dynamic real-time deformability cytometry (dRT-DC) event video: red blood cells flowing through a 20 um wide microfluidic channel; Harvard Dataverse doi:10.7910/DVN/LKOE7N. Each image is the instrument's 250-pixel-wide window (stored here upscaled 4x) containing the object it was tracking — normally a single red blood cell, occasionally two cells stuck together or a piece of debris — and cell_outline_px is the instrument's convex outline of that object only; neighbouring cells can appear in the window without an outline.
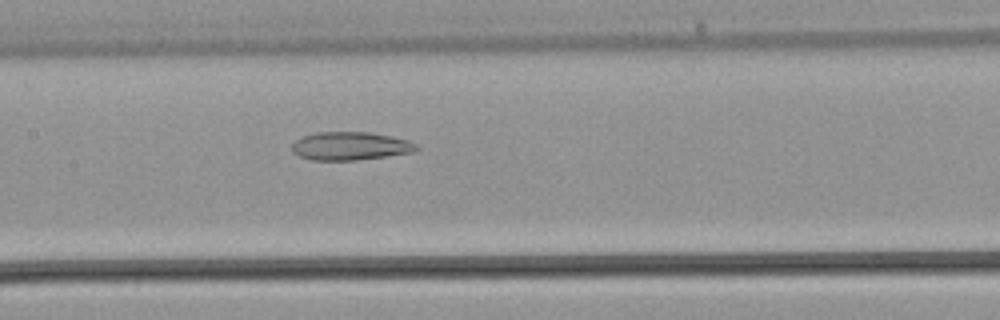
{"species": "common noctule bat (a hibernating species)", "species_latin": "Nyctalus noctula", "temperature_condition": "warm", "stored_images_in_passage": 34, "camera_frame_rate_fps": 3000, "um_per_image_px": 0.085, "animal": {"sex": "male", "body_mass_g": 21.5, "forearm_length_mm": 52.0}, "frame": {"image": 1, "passage_image": 14, "time_ms": 4.333, "image_size_px": [1000, 320], "cell_outline_px": [[420, 148], [412, 152], [356, 160], [312, 160], [300, 156], [292, 152], [292, 144], [296, 140], [304, 136], [316, 132], [368, 132], [392, 136], [408, 140], [416, 144]], "centroid_in_image_um": [29.77, 12.41], "position_along_channel_um": 177.6, "area_um2": 20.35}}
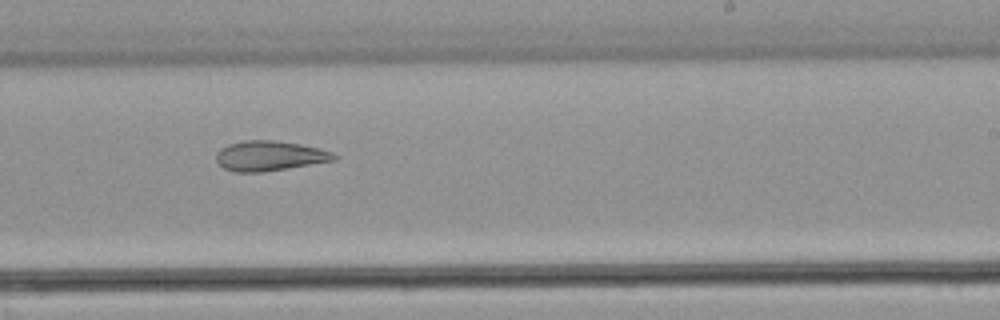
{"frame": {"image": 2, "passage_image": 19, "time_ms": 6.0, "image_size_px": [1000, 320], "cell_outline_px": [[340, 156], [336, 160], [260, 172], [232, 172], [224, 168], [216, 160], [216, 152], [220, 148], [228, 144], [244, 140], [276, 140], [300, 144], [320, 148], [332, 152]], "centroid_in_image_um": [22.91, 13.23], "position_along_channel_um": 266.1, "area_um2": 20.63}}
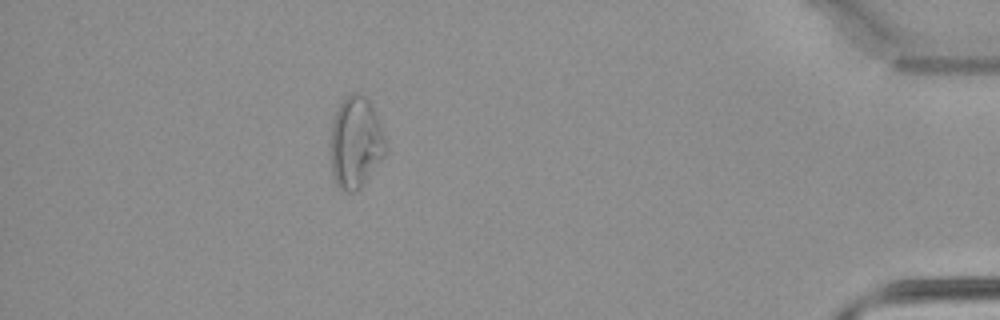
{"frame": {"image": 3, "passage_image": 30, "time_ms": 9.667, "image_size_px": [1000, 320], "cell_outline_px": [[384, 156], [364, 180], [352, 192], [344, 192], [336, 184], [332, 172], [328, 144], [332, 124], [336, 112], [340, 104], [348, 96], [364, 96], [368, 100], [380, 124], [384, 136]], "centroid_in_image_um": [30.16, 12.14], "position_along_channel_um": 405.0, "area_um2": 28.5}}